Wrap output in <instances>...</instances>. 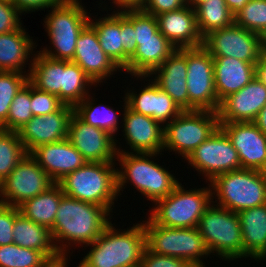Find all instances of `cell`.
Here are the masks:
<instances>
[{
    "label": "cell",
    "mask_w": 266,
    "mask_h": 267,
    "mask_svg": "<svg viewBox=\"0 0 266 267\" xmlns=\"http://www.w3.org/2000/svg\"><path fill=\"white\" fill-rule=\"evenodd\" d=\"M111 214L103 206L63 194L50 230L59 254L68 255L73 245L85 247L93 243L112 223Z\"/></svg>",
    "instance_id": "1"
},
{
    "label": "cell",
    "mask_w": 266,
    "mask_h": 267,
    "mask_svg": "<svg viewBox=\"0 0 266 267\" xmlns=\"http://www.w3.org/2000/svg\"><path fill=\"white\" fill-rule=\"evenodd\" d=\"M116 160L121 166L116 169L117 192L122 195L126 184L133 185L141 195L153 203L169 195L180 181L170 172L169 168L157 164L153 160L158 153H127L116 143ZM153 159V160H152ZM164 166V167H163ZM132 183V184H131ZM125 186V187H124Z\"/></svg>",
    "instance_id": "2"
},
{
    "label": "cell",
    "mask_w": 266,
    "mask_h": 267,
    "mask_svg": "<svg viewBox=\"0 0 266 267\" xmlns=\"http://www.w3.org/2000/svg\"><path fill=\"white\" fill-rule=\"evenodd\" d=\"M135 224L121 231L111 223L93 243L85 246L91 248L79 264L82 267H140L146 234L143 222Z\"/></svg>",
    "instance_id": "3"
},
{
    "label": "cell",
    "mask_w": 266,
    "mask_h": 267,
    "mask_svg": "<svg viewBox=\"0 0 266 267\" xmlns=\"http://www.w3.org/2000/svg\"><path fill=\"white\" fill-rule=\"evenodd\" d=\"M116 165V162H86L57 183L64 195L103 206L112 213L118 199Z\"/></svg>",
    "instance_id": "4"
},
{
    "label": "cell",
    "mask_w": 266,
    "mask_h": 267,
    "mask_svg": "<svg viewBox=\"0 0 266 267\" xmlns=\"http://www.w3.org/2000/svg\"><path fill=\"white\" fill-rule=\"evenodd\" d=\"M80 1L65 0L50 8L43 21L50 45L54 48L43 47L39 51L41 54L55 60L73 61L76 41L90 18V12Z\"/></svg>",
    "instance_id": "5"
},
{
    "label": "cell",
    "mask_w": 266,
    "mask_h": 267,
    "mask_svg": "<svg viewBox=\"0 0 266 267\" xmlns=\"http://www.w3.org/2000/svg\"><path fill=\"white\" fill-rule=\"evenodd\" d=\"M208 187L184 189L179 183L166 197L154 202L148 218L156 225L171 228L197 227L201 216L212 203V189Z\"/></svg>",
    "instance_id": "6"
},
{
    "label": "cell",
    "mask_w": 266,
    "mask_h": 267,
    "mask_svg": "<svg viewBox=\"0 0 266 267\" xmlns=\"http://www.w3.org/2000/svg\"><path fill=\"white\" fill-rule=\"evenodd\" d=\"M209 183L212 203L230 211L240 213L266 203V180L259 170L239 169L226 172Z\"/></svg>",
    "instance_id": "7"
},
{
    "label": "cell",
    "mask_w": 266,
    "mask_h": 267,
    "mask_svg": "<svg viewBox=\"0 0 266 267\" xmlns=\"http://www.w3.org/2000/svg\"><path fill=\"white\" fill-rule=\"evenodd\" d=\"M134 29L137 47L122 71L131 78L149 76L176 49L159 31L156 17L142 9L134 10Z\"/></svg>",
    "instance_id": "8"
},
{
    "label": "cell",
    "mask_w": 266,
    "mask_h": 267,
    "mask_svg": "<svg viewBox=\"0 0 266 267\" xmlns=\"http://www.w3.org/2000/svg\"><path fill=\"white\" fill-rule=\"evenodd\" d=\"M197 229L210 253L231 262L243 258V237L238 213L211 203ZM215 253V254H214Z\"/></svg>",
    "instance_id": "9"
},
{
    "label": "cell",
    "mask_w": 266,
    "mask_h": 267,
    "mask_svg": "<svg viewBox=\"0 0 266 267\" xmlns=\"http://www.w3.org/2000/svg\"><path fill=\"white\" fill-rule=\"evenodd\" d=\"M142 222L149 251L187 260L195 267H206L202 259L211 256L197 227L171 228L156 225L149 218Z\"/></svg>",
    "instance_id": "10"
},
{
    "label": "cell",
    "mask_w": 266,
    "mask_h": 267,
    "mask_svg": "<svg viewBox=\"0 0 266 267\" xmlns=\"http://www.w3.org/2000/svg\"><path fill=\"white\" fill-rule=\"evenodd\" d=\"M219 127L218 112L209 110L182 111L164 126V146L168 152L186 159ZM180 154V155H179Z\"/></svg>",
    "instance_id": "11"
},
{
    "label": "cell",
    "mask_w": 266,
    "mask_h": 267,
    "mask_svg": "<svg viewBox=\"0 0 266 267\" xmlns=\"http://www.w3.org/2000/svg\"><path fill=\"white\" fill-rule=\"evenodd\" d=\"M189 111L218 112L220 103L214 83L213 57L203 47L186 48Z\"/></svg>",
    "instance_id": "12"
},
{
    "label": "cell",
    "mask_w": 266,
    "mask_h": 267,
    "mask_svg": "<svg viewBox=\"0 0 266 267\" xmlns=\"http://www.w3.org/2000/svg\"><path fill=\"white\" fill-rule=\"evenodd\" d=\"M185 160L205 177L206 183L220 174L241 169L238 152L220 127Z\"/></svg>",
    "instance_id": "13"
},
{
    "label": "cell",
    "mask_w": 266,
    "mask_h": 267,
    "mask_svg": "<svg viewBox=\"0 0 266 267\" xmlns=\"http://www.w3.org/2000/svg\"><path fill=\"white\" fill-rule=\"evenodd\" d=\"M56 182L27 153L10 175L1 182L0 203L18 207L48 190Z\"/></svg>",
    "instance_id": "14"
},
{
    "label": "cell",
    "mask_w": 266,
    "mask_h": 267,
    "mask_svg": "<svg viewBox=\"0 0 266 267\" xmlns=\"http://www.w3.org/2000/svg\"><path fill=\"white\" fill-rule=\"evenodd\" d=\"M203 47L212 57H232L256 64L261 54L259 34L233 23L203 38Z\"/></svg>",
    "instance_id": "15"
},
{
    "label": "cell",
    "mask_w": 266,
    "mask_h": 267,
    "mask_svg": "<svg viewBox=\"0 0 266 267\" xmlns=\"http://www.w3.org/2000/svg\"><path fill=\"white\" fill-rule=\"evenodd\" d=\"M67 139L87 162H115L118 140L107 131L83 121L75 112L68 127Z\"/></svg>",
    "instance_id": "16"
},
{
    "label": "cell",
    "mask_w": 266,
    "mask_h": 267,
    "mask_svg": "<svg viewBox=\"0 0 266 267\" xmlns=\"http://www.w3.org/2000/svg\"><path fill=\"white\" fill-rule=\"evenodd\" d=\"M122 112V132L129 148L127 153H158L164 151V126L152 117L132 111L127 107L126 99ZM130 150V151H129ZM161 152V153H160Z\"/></svg>",
    "instance_id": "17"
},
{
    "label": "cell",
    "mask_w": 266,
    "mask_h": 267,
    "mask_svg": "<svg viewBox=\"0 0 266 267\" xmlns=\"http://www.w3.org/2000/svg\"><path fill=\"white\" fill-rule=\"evenodd\" d=\"M134 78L140 81L145 79V81L148 80L149 82L145 83L144 81L146 85L144 87L141 86L139 93L134 90V87L133 89H128L127 93L126 90L124 91L129 109L150 116L163 126L167 125L182 112L173 99L162 91L152 78L150 79V76H134Z\"/></svg>",
    "instance_id": "18"
},
{
    "label": "cell",
    "mask_w": 266,
    "mask_h": 267,
    "mask_svg": "<svg viewBox=\"0 0 266 267\" xmlns=\"http://www.w3.org/2000/svg\"><path fill=\"white\" fill-rule=\"evenodd\" d=\"M238 152L241 169L261 170L266 163V134L254 122H219Z\"/></svg>",
    "instance_id": "19"
},
{
    "label": "cell",
    "mask_w": 266,
    "mask_h": 267,
    "mask_svg": "<svg viewBox=\"0 0 266 267\" xmlns=\"http://www.w3.org/2000/svg\"><path fill=\"white\" fill-rule=\"evenodd\" d=\"M73 113V107L63 105L54 113L33 116L17 131L25 151L30 153L39 145L55 143L66 139L70 118Z\"/></svg>",
    "instance_id": "20"
},
{
    "label": "cell",
    "mask_w": 266,
    "mask_h": 267,
    "mask_svg": "<svg viewBox=\"0 0 266 267\" xmlns=\"http://www.w3.org/2000/svg\"><path fill=\"white\" fill-rule=\"evenodd\" d=\"M76 63L97 85L119 72L121 69L103 51L95 29L88 24L80 33L73 58ZM118 70V71H117Z\"/></svg>",
    "instance_id": "21"
},
{
    "label": "cell",
    "mask_w": 266,
    "mask_h": 267,
    "mask_svg": "<svg viewBox=\"0 0 266 267\" xmlns=\"http://www.w3.org/2000/svg\"><path fill=\"white\" fill-rule=\"evenodd\" d=\"M265 105L266 85L255 77L220 103L219 122H253Z\"/></svg>",
    "instance_id": "22"
},
{
    "label": "cell",
    "mask_w": 266,
    "mask_h": 267,
    "mask_svg": "<svg viewBox=\"0 0 266 267\" xmlns=\"http://www.w3.org/2000/svg\"><path fill=\"white\" fill-rule=\"evenodd\" d=\"M29 154L56 183L87 162L67 138L39 145Z\"/></svg>",
    "instance_id": "23"
},
{
    "label": "cell",
    "mask_w": 266,
    "mask_h": 267,
    "mask_svg": "<svg viewBox=\"0 0 266 267\" xmlns=\"http://www.w3.org/2000/svg\"><path fill=\"white\" fill-rule=\"evenodd\" d=\"M149 76L153 78L152 80L162 91L166 92L173 99L182 111H189V95L186 83V48L176 49Z\"/></svg>",
    "instance_id": "24"
},
{
    "label": "cell",
    "mask_w": 266,
    "mask_h": 267,
    "mask_svg": "<svg viewBox=\"0 0 266 267\" xmlns=\"http://www.w3.org/2000/svg\"><path fill=\"white\" fill-rule=\"evenodd\" d=\"M156 19L159 31L175 49L203 46L196 13L191 7L186 5L178 10L157 15Z\"/></svg>",
    "instance_id": "25"
},
{
    "label": "cell",
    "mask_w": 266,
    "mask_h": 267,
    "mask_svg": "<svg viewBox=\"0 0 266 267\" xmlns=\"http://www.w3.org/2000/svg\"><path fill=\"white\" fill-rule=\"evenodd\" d=\"M255 65L232 57H213L214 83L219 103L256 77Z\"/></svg>",
    "instance_id": "26"
},
{
    "label": "cell",
    "mask_w": 266,
    "mask_h": 267,
    "mask_svg": "<svg viewBox=\"0 0 266 267\" xmlns=\"http://www.w3.org/2000/svg\"><path fill=\"white\" fill-rule=\"evenodd\" d=\"M24 27L0 34V71L21 72L29 75L28 72H30L35 55L33 50L37 49V45ZM30 56L31 59H29ZM26 64L29 65L27 71H25Z\"/></svg>",
    "instance_id": "27"
},
{
    "label": "cell",
    "mask_w": 266,
    "mask_h": 267,
    "mask_svg": "<svg viewBox=\"0 0 266 267\" xmlns=\"http://www.w3.org/2000/svg\"><path fill=\"white\" fill-rule=\"evenodd\" d=\"M243 237V258L266 260V203L238 213ZM260 260V261H259Z\"/></svg>",
    "instance_id": "28"
},
{
    "label": "cell",
    "mask_w": 266,
    "mask_h": 267,
    "mask_svg": "<svg viewBox=\"0 0 266 267\" xmlns=\"http://www.w3.org/2000/svg\"><path fill=\"white\" fill-rule=\"evenodd\" d=\"M94 18L90 14L89 24L97 32L99 43L105 54L122 70L128 65L129 56L123 51L121 34V12L112 11L104 17ZM93 17V18H92ZM95 20V21H94Z\"/></svg>",
    "instance_id": "29"
},
{
    "label": "cell",
    "mask_w": 266,
    "mask_h": 267,
    "mask_svg": "<svg viewBox=\"0 0 266 267\" xmlns=\"http://www.w3.org/2000/svg\"><path fill=\"white\" fill-rule=\"evenodd\" d=\"M12 232L13 243L16 245L41 251L48 259L59 255L50 230L24 217L18 207H15Z\"/></svg>",
    "instance_id": "30"
},
{
    "label": "cell",
    "mask_w": 266,
    "mask_h": 267,
    "mask_svg": "<svg viewBox=\"0 0 266 267\" xmlns=\"http://www.w3.org/2000/svg\"><path fill=\"white\" fill-rule=\"evenodd\" d=\"M63 72V60H55L36 51L28 75V81L36 88L58 96L62 102Z\"/></svg>",
    "instance_id": "31"
},
{
    "label": "cell",
    "mask_w": 266,
    "mask_h": 267,
    "mask_svg": "<svg viewBox=\"0 0 266 267\" xmlns=\"http://www.w3.org/2000/svg\"><path fill=\"white\" fill-rule=\"evenodd\" d=\"M62 195L60 185L55 183L48 190L20 204L19 212L34 223L51 230Z\"/></svg>",
    "instance_id": "32"
},
{
    "label": "cell",
    "mask_w": 266,
    "mask_h": 267,
    "mask_svg": "<svg viewBox=\"0 0 266 267\" xmlns=\"http://www.w3.org/2000/svg\"><path fill=\"white\" fill-rule=\"evenodd\" d=\"M88 94L75 108L74 112L87 124L103 129L113 137L120 131L118 113L109 105L95 103V98Z\"/></svg>",
    "instance_id": "33"
},
{
    "label": "cell",
    "mask_w": 266,
    "mask_h": 267,
    "mask_svg": "<svg viewBox=\"0 0 266 267\" xmlns=\"http://www.w3.org/2000/svg\"><path fill=\"white\" fill-rule=\"evenodd\" d=\"M94 85L91 78L74 62L64 61L62 79V103L75 108L88 94ZM90 87V88H89Z\"/></svg>",
    "instance_id": "34"
},
{
    "label": "cell",
    "mask_w": 266,
    "mask_h": 267,
    "mask_svg": "<svg viewBox=\"0 0 266 267\" xmlns=\"http://www.w3.org/2000/svg\"><path fill=\"white\" fill-rule=\"evenodd\" d=\"M199 32L204 38L212 31L231 26L234 16L225 0H207L195 9Z\"/></svg>",
    "instance_id": "35"
},
{
    "label": "cell",
    "mask_w": 266,
    "mask_h": 267,
    "mask_svg": "<svg viewBox=\"0 0 266 267\" xmlns=\"http://www.w3.org/2000/svg\"><path fill=\"white\" fill-rule=\"evenodd\" d=\"M26 154L18 132L0 129V182L10 175Z\"/></svg>",
    "instance_id": "36"
},
{
    "label": "cell",
    "mask_w": 266,
    "mask_h": 267,
    "mask_svg": "<svg viewBox=\"0 0 266 267\" xmlns=\"http://www.w3.org/2000/svg\"><path fill=\"white\" fill-rule=\"evenodd\" d=\"M47 260L41 251L15 243L0 246V267H41Z\"/></svg>",
    "instance_id": "37"
},
{
    "label": "cell",
    "mask_w": 266,
    "mask_h": 267,
    "mask_svg": "<svg viewBox=\"0 0 266 267\" xmlns=\"http://www.w3.org/2000/svg\"><path fill=\"white\" fill-rule=\"evenodd\" d=\"M32 117L31 83L28 81L13 98L7 120L0 126V129L17 132Z\"/></svg>",
    "instance_id": "38"
},
{
    "label": "cell",
    "mask_w": 266,
    "mask_h": 267,
    "mask_svg": "<svg viewBox=\"0 0 266 267\" xmlns=\"http://www.w3.org/2000/svg\"><path fill=\"white\" fill-rule=\"evenodd\" d=\"M27 82L28 74L0 71V126L7 120L13 98Z\"/></svg>",
    "instance_id": "39"
},
{
    "label": "cell",
    "mask_w": 266,
    "mask_h": 267,
    "mask_svg": "<svg viewBox=\"0 0 266 267\" xmlns=\"http://www.w3.org/2000/svg\"><path fill=\"white\" fill-rule=\"evenodd\" d=\"M234 23L242 28L260 33L266 28V0H250L234 16Z\"/></svg>",
    "instance_id": "40"
},
{
    "label": "cell",
    "mask_w": 266,
    "mask_h": 267,
    "mask_svg": "<svg viewBox=\"0 0 266 267\" xmlns=\"http://www.w3.org/2000/svg\"><path fill=\"white\" fill-rule=\"evenodd\" d=\"M63 105L58 96L42 91L31 84V110L33 116L54 113Z\"/></svg>",
    "instance_id": "41"
},
{
    "label": "cell",
    "mask_w": 266,
    "mask_h": 267,
    "mask_svg": "<svg viewBox=\"0 0 266 267\" xmlns=\"http://www.w3.org/2000/svg\"><path fill=\"white\" fill-rule=\"evenodd\" d=\"M22 13L16 6L7 0H0V34L18 30L23 26Z\"/></svg>",
    "instance_id": "42"
},
{
    "label": "cell",
    "mask_w": 266,
    "mask_h": 267,
    "mask_svg": "<svg viewBox=\"0 0 266 267\" xmlns=\"http://www.w3.org/2000/svg\"><path fill=\"white\" fill-rule=\"evenodd\" d=\"M121 34L123 51L131 57L137 47L134 29V10L121 11Z\"/></svg>",
    "instance_id": "43"
},
{
    "label": "cell",
    "mask_w": 266,
    "mask_h": 267,
    "mask_svg": "<svg viewBox=\"0 0 266 267\" xmlns=\"http://www.w3.org/2000/svg\"><path fill=\"white\" fill-rule=\"evenodd\" d=\"M140 267H195L184 259L160 255L145 248Z\"/></svg>",
    "instance_id": "44"
},
{
    "label": "cell",
    "mask_w": 266,
    "mask_h": 267,
    "mask_svg": "<svg viewBox=\"0 0 266 267\" xmlns=\"http://www.w3.org/2000/svg\"><path fill=\"white\" fill-rule=\"evenodd\" d=\"M15 207L0 203V246L13 243Z\"/></svg>",
    "instance_id": "45"
},
{
    "label": "cell",
    "mask_w": 266,
    "mask_h": 267,
    "mask_svg": "<svg viewBox=\"0 0 266 267\" xmlns=\"http://www.w3.org/2000/svg\"><path fill=\"white\" fill-rule=\"evenodd\" d=\"M186 6V0H146L143 11L157 16Z\"/></svg>",
    "instance_id": "46"
},
{
    "label": "cell",
    "mask_w": 266,
    "mask_h": 267,
    "mask_svg": "<svg viewBox=\"0 0 266 267\" xmlns=\"http://www.w3.org/2000/svg\"><path fill=\"white\" fill-rule=\"evenodd\" d=\"M65 0H11L16 8L24 15L39 10H47L53 6H56Z\"/></svg>",
    "instance_id": "47"
},
{
    "label": "cell",
    "mask_w": 266,
    "mask_h": 267,
    "mask_svg": "<svg viewBox=\"0 0 266 267\" xmlns=\"http://www.w3.org/2000/svg\"><path fill=\"white\" fill-rule=\"evenodd\" d=\"M112 4L117 7L113 9L114 11H124V10H137V9H143L146 0H111Z\"/></svg>",
    "instance_id": "48"
},
{
    "label": "cell",
    "mask_w": 266,
    "mask_h": 267,
    "mask_svg": "<svg viewBox=\"0 0 266 267\" xmlns=\"http://www.w3.org/2000/svg\"><path fill=\"white\" fill-rule=\"evenodd\" d=\"M255 75L266 85V52H261L255 65Z\"/></svg>",
    "instance_id": "49"
},
{
    "label": "cell",
    "mask_w": 266,
    "mask_h": 267,
    "mask_svg": "<svg viewBox=\"0 0 266 267\" xmlns=\"http://www.w3.org/2000/svg\"><path fill=\"white\" fill-rule=\"evenodd\" d=\"M70 254H59L57 257L48 259L41 267H68ZM69 257V259H68Z\"/></svg>",
    "instance_id": "50"
},
{
    "label": "cell",
    "mask_w": 266,
    "mask_h": 267,
    "mask_svg": "<svg viewBox=\"0 0 266 267\" xmlns=\"http://www.w3.org/2000/svg\"><path fill=\"white\" fill-rule=\"evenodd\" d=\"M248 1L250 0H225L233 16H235L238 12H240Z\"/></svg>",
    "instance_id": "51"
},
{
    "label": "cell",
    "mask_w": 266,
    "mask_h": 267,
    "mask_svg": "<svg viewBox=\"0 0 266 267\" xmlns=\"http://www.w3.org/2000/svg\"><path fill=\"white\" fill-rule=\"evenodd\" d=\"M253 122L264 134H266V105L260 110Z\"/></svg>",
    "instance_id": "52"
},
{
    "label": "cell",
    "mask_w": 266,
    "mask_h": 267,
    "mask_svg": "<svg viewBox=\"0 0 266 267\" xmlns=\"http://www.w3.org/2000/svg\"><path fill=\"white\" fill-rule=\"evenodd\" d=\"M260 49L266 52V28L259 33Z\"/></svg>",
    "instance_id": "53"
},
{
    "label": "cell",
    "mask_w": 266,
    "mask_h": 267,
    "mask_svg": "<svg viewBox=\"0 0 266 267\" xmlns=\"http://www.w3.org/2000/svg\"><path fill=\"white\" fill-rule=\"evenodd\" d=\"M207 0H186V5L195 10L199 5L203 4Z\"/></svg>",
    "instance_id": "54"
},
{
    "label": "cell",
    "mask_w": 266,
    "mask_h": 267,
    "mask_svg": "<svg viewBox=\"0 0 266 267\" xmlns=\"http://www.w3.org/2000/svg\"><path fill=\"white\" fill-rule=\"evenodd\" d=\"M262 176L264 177V179L266 180V163L263 166V168L260 170Z\"/></svg>",
    "instance_id": "55"
}]
</instances>
